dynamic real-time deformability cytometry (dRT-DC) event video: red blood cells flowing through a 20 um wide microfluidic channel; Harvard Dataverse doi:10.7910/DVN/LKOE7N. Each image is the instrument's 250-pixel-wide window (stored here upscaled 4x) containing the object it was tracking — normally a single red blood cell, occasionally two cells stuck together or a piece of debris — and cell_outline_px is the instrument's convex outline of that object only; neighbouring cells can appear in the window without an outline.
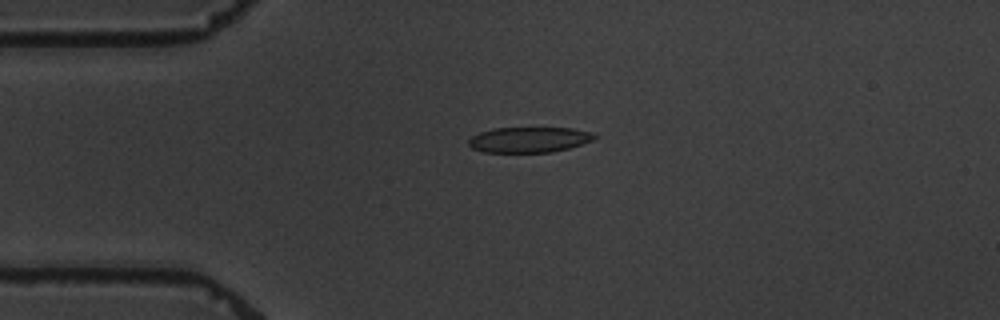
{"species": "common noctule bat (a hibernating species)", "species_latin": "Nyctalus noctula", "temperature_condition": "warm", "stored_images_in_passage": 6, "camera_frame_rate_fps": 3000, "um_per_image_px": 0.085, "animal": {"sex": "male", "body_mass_g": 19.5, "forearm_length_mm": 54.6}, "frame": {"image": 1, "passage_image": 4, "time_ms": 3.667, "image_size_px": [1000, 320], "cell_outline_px": [[596, 140], [568, 148], [552, 152], [484, 152], [472, 148], [468, 144], [468, 140], [472, 136], [480, 132], [492, 128], [572, 128], [588, 132], [596, 136]], "centroid_in_image_um": [44.95, 11.87], "position_along_channel_um": 40.0, "area_um2": 18.61}}
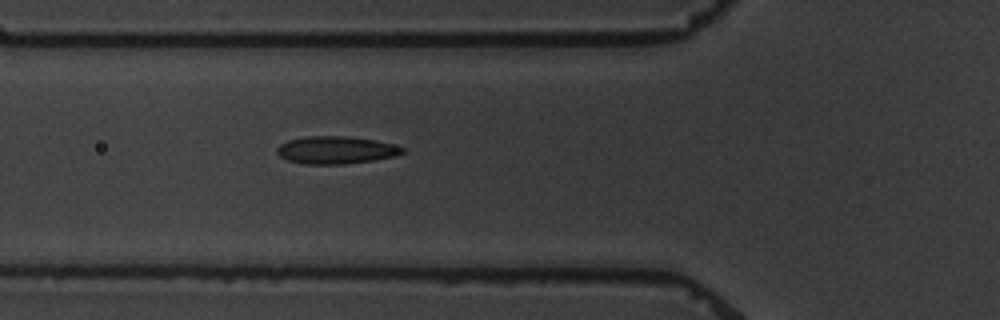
{"frame": {"image": 2, "passage_image": 6, "time_ms": 6.0, "image_size_px": [1000, 320], "cell_outline_px": [[404, 152], [392, 156], [372, 160], [344, 164], [304, 164], [288, 160], [280, 156], [276, 152], [276, 148], [280, 144], [288, 140], [308, 136], [344, 136], [376, 140], [392, 144], [404, 148]], "centroid_in_image_um": [28.51, 12.75], "position_along_channel_um": 97.3, "area_um2": 19.94}}